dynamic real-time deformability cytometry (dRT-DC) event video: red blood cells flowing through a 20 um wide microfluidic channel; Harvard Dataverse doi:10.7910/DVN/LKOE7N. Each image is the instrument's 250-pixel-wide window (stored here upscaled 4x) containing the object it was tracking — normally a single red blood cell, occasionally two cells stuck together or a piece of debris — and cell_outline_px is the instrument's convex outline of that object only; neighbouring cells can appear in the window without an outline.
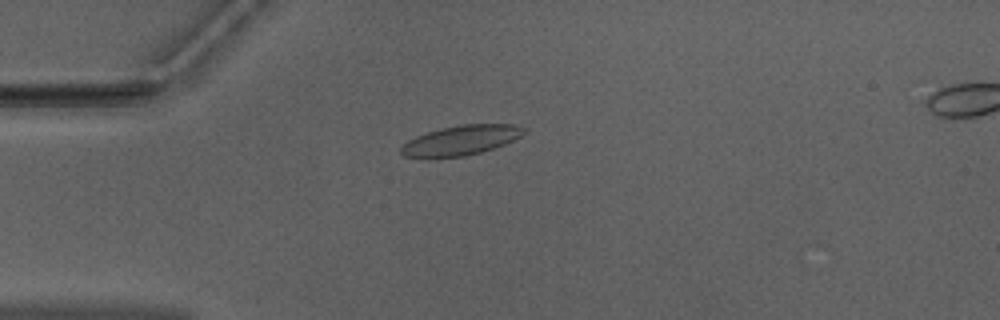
{"species": "Egyptian fruit bat (a non-hibernating species)", "species_latin": "Rousettus aegyptiacus", "temperature_condition": "warm", "stored_images_in_passage": 40, "camera_frame_rate_fps": 3000, "um_per_image_px": 0.085, "animal": {"sex": "male"}, "frame": {"image": 1, "passage_image": 2, "time_ms": 0.333, "image_size_px": [1000, 320], "cell_outline_px": [[524, 132], [520, 136], [504, 144], [480, 152], [464, 156], [404, 156], [400, 152], [400, 148], [408, 140], [416, 136], [440, 128], [460, 124], [512, 124], [524, 128]], "centroid_in_image_um": [39.17, 11.9], "position_along_channel_um": 45.8, "area_um2": 20.69}}
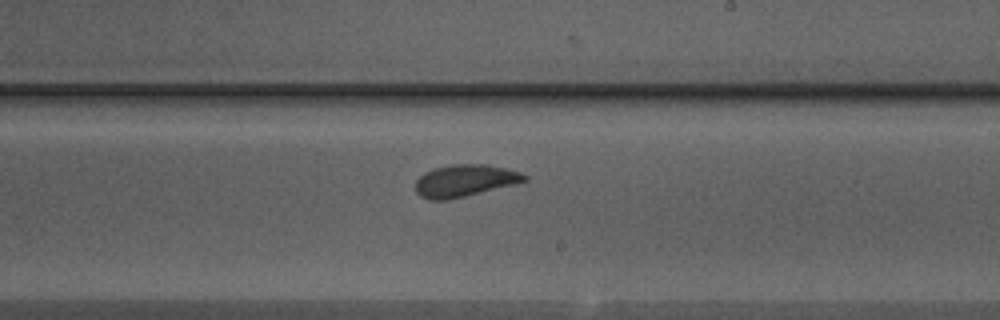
{"frame": {"image": 2, "passage_image": 19, "time_ms": 6.0, "image_size_px": [1000, 320], "cell_outline_px": [[528, 180], [516, 184], [448, 200], [428, 200], [420, 196], [416, 192], [416, 180], [424, 172], [436, 168], [452, 164], [484, 164], [504, 168], [520, 172], [528, 176]], "centroid_in_image_um": [39.5, 15.36], "position_along_channel_um": 249.5, "area_um2": 20.35}}
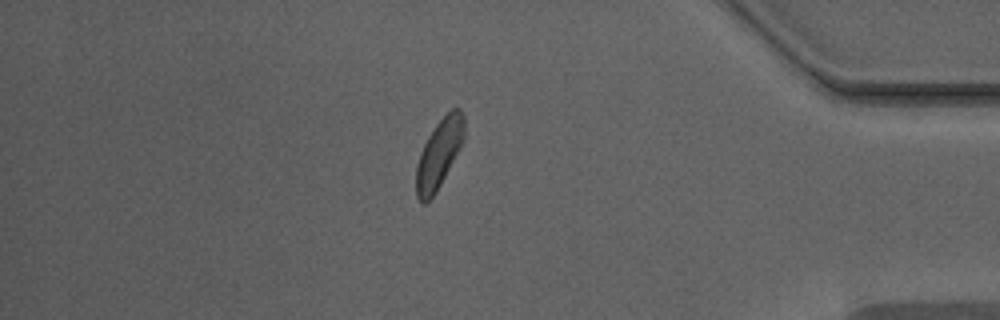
{"frame": {"image": 3, "passage_image": 33, "time_ms": 10.667, "image_size_px": [1000, 320], "cell_outline_px": [[464, 140], [460, 148], [436, 192], [424, 204], [420, 204], [416, 196], [416, 164], [420, 152], [428, 136], [436, 124], [452, 108], [460, 108], [464, 116]], "centroid_in_image_um": [37.31, 13.07], "position_along_channel_um": 397.9, "area_um2": 19.19}, "authors_computed_cell_mechanics": {"area_um2": 20.1144, "velocity_mm_per_s": 3.9319, "shape_relaxation_time_tau1_ms": 2.7356, "shape_relaxation_time_tau2_ms": 1.2937, "deformation_change_tau1": 0.1341, "deformation_change_tau2": 0.0827}}